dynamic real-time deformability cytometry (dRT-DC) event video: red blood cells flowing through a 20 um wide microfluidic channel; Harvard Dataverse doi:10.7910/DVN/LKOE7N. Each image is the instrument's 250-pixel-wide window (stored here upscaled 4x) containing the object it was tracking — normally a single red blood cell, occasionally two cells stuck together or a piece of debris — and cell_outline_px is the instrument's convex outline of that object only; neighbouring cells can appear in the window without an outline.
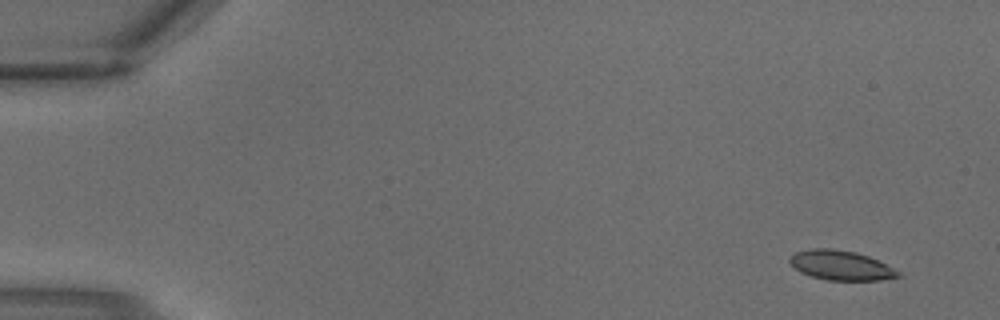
{"species": "common noctule bat (a hibernating species)", "species_latin": "Nyctalus noctula", "temperature_condition": "warm", "stored_images_in_passage": 4, "segment_of_instrument_passage": [2, 2], "camera_frame_rate_fps": 3000, "um_per_image_px": 0.085, "animal": {"sex": "male", "body_mass_g": 18.8}, "frame": {"image": 1, "passage_image": 4, "time_ms": 1.0, "image_size_px": [1000, 320], "cell_outline_px": [[900, 276], [880, 280], [828, 280], [812, 276], [800, 272], [788, 260], [796, 252], [808, 248], [832, 248], [856, 252], [868, 256], [900, 272]], "centroid_in_image_um": [71.45, 22.54], "position_along_channel_um": 13.6, "area_um2": 18.44}}